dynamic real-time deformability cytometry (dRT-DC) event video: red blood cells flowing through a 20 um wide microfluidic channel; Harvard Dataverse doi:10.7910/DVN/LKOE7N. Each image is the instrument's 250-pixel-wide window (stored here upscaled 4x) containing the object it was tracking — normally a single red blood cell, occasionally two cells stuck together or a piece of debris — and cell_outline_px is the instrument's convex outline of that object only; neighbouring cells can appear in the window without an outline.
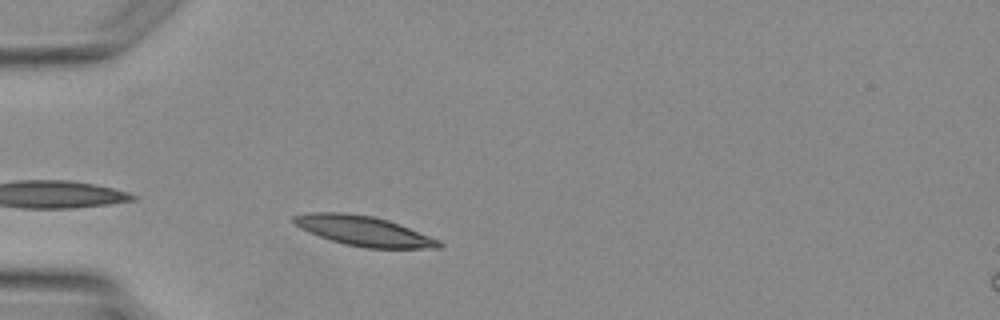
{"species": "Egyptian fruit bat (a non-hibernating species)", "species_latin": "Rousettus aegyptiacus", "temperature_condition": "warm", "stored_images_in_passage": 1, "camera_frame_rate_fps": 3000, "um_per_image_px": 0.085, "animal": {"sex": "female"}, "frame": {"image": 1, "passage_image": 1, "time_ms": 0.0, "image_size_px": [1000, 320], "cell_outline_px": [[444, 244], [440, 248], [364, 248], [344, 244], [308, 232], [300, 228], [292, 220], [292, 216], [308, 212], [344, 212], [372, 216], [388, 220], [400, 224], [440, 240]], "centroid_in_image_um": [30.92, 19.63], "position_along_channel_um": 54.1, "area_um2": 25.32}}